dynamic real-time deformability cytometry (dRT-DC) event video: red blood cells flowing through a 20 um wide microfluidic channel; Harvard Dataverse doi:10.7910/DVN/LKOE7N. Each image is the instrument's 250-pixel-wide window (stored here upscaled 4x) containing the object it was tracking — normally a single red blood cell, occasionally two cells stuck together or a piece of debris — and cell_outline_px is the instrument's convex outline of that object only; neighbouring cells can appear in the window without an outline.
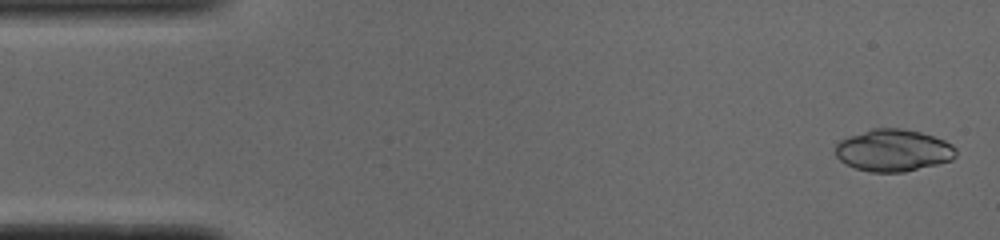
{"species": "common noctule bat (a hibernating species)", "species_latin": "Nyctalus noctula", "temperature_condition": "cold", "stored_images_in_passage": 51, "camera_frame_rate_fps": 3000, "um_per_image_px": 0.085, "animal": {"sex": "male", "body_mass_g": 19.0, "forearm_length_mm": 50.8}, "frame": {"image": 1, "passage_image": 2, "time_ms": 0.333, "image_size_px": [1000, 240], "cell_outline_px": [[956, 156], [952, 160], [904, 172], [868, 172], [856, 168], [840, 160], [836, 156], [836, 144], [840, 140], [848, 136], [872, 128], [900, 128], [920, 132], [944, 140], [952, 144], [956, 148]], "centroid_in_image_um": [75.93, 12.78], "position_along_channel_um": 9.1, "area_um2": 29.48}}
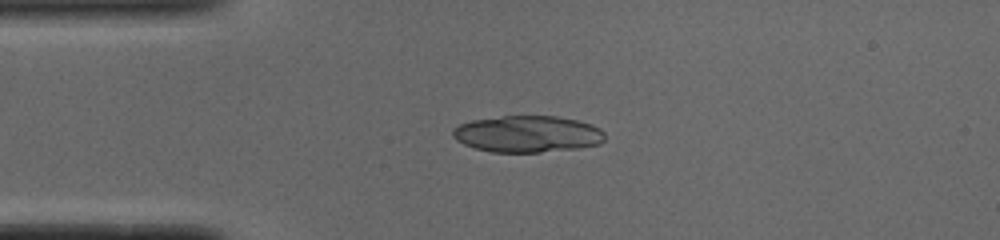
{"frame": {"image": 2, "passage_image": 12, "time_ms": 3.667, "image_size_px": [1000, 240], "cell_outline_px": [[604, 140], [600, 144], [580, 148], [540, 152], [492, 152], [476, 148], [464, 144], [456, 140], [452, 136], [452, 128], [460, 124], [472, 120], [504, 116], [556, 116], [576, 120], [592, 124], [600, 128], [604, 132]], "centroid_in_image_um": [44.85, 11.39], "position_along_channel_um": 40.2, "area_um2": 32.54}}